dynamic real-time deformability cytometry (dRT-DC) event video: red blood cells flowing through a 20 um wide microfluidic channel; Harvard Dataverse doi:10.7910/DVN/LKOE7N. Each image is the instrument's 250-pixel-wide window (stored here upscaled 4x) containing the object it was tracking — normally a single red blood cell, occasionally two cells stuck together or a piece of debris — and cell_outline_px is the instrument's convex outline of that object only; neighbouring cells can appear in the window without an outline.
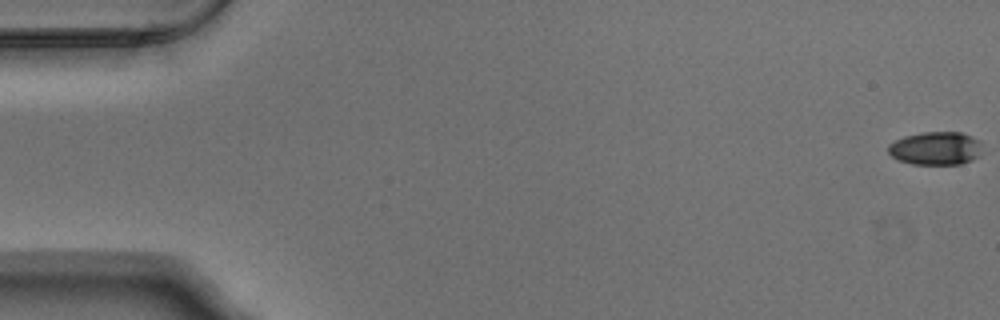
{"species": "Egyptian fruit bat (a non-hibernating species)", "species_latin": "Rousettus aegyptiacus", "temperature_condition": "warm", "stored_images_in_passage": 6, "camera_frame_rate_fps": 3000, "um_per_image_px": 0.085, "animal": {"sex": "male"}, "frame": {"image": 1, "passage_image": 1, "time_ms": 0.0, "image_size_px": [1000, 320], "cell_outline_px": [[980, 144], [976, 156], [972, 160], [960, 164], [912, 164], [896, 160], [888, 152], [888, 144], [904, 136], [924, 132], [960, 132], [972, 136], [980, 140]], "centroid_in_image_um": [79.48, 12.6], "position_along_channel_um": 5.5, "area_um2": 18.09}}
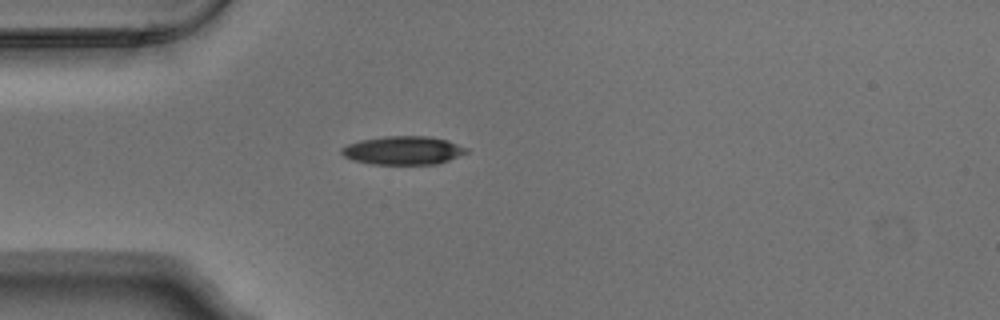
{"frame": {"image": 2, "passage_image": 5, "time_ms": 1.333, "image_size_px": [1000, 320], "cell_outline_px": [[468, 152], [448, 160], [436, 164], [372, 164], [352, 160], [344, 156], [340, 152], [340, 148], [348, 144], [360, 140], [384, 136], [428, 136], [448, 140], [468, 148]], "centroid_in_image_um": [34.25, 12.78], "position_along_channel_um": 50.8, "area_um2": 20.75}}